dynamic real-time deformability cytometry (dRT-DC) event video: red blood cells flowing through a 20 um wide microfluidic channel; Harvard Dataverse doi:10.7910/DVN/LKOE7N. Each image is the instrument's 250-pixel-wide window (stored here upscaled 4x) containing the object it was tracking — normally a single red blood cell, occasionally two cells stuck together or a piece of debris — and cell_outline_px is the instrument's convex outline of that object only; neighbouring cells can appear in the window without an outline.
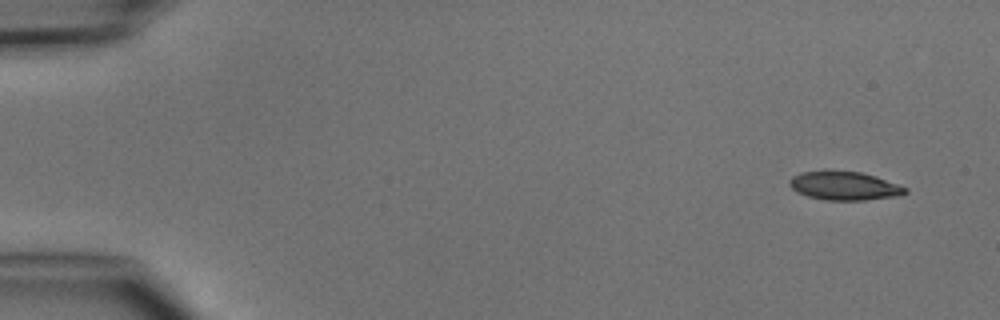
{"species": "common noctule bat (a hibernating species)", "species_latin": "Nyctalus noctula", "temperature_condition": "cold", "stored_images_in_passage": 4, "camera_frame_rate_fps": 3000, "um_per_image_px": 0.085, "animal": {"sex": "male", "body_mass_g": 15.6}, "frame": {"image": 1, "passage_image": 1, "time_ms": 0.0, "image_size_px": [1000, 320], "cell_outline_px": [[908, 192], [900, 196], [864, 200], [824, 200], [808, 196], [796, 192], [788, 184], [788, 180], [792, 176], [800, 172], [824, 168], [860, 172], [876, 176], [908, 188]], "centroid_in_image_um": [71.72, 15.76], "position_along_channel_um": 13.3, "area_um2": 20.0}}
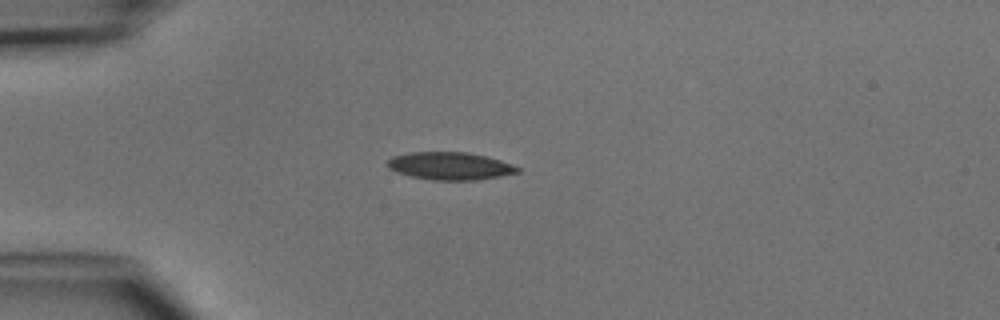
{"frame": {"image": 2, "passage_image": 4, "time_ms": 3.333, "image_size_px": [1000, 320], "cell_outline_px": [[520, 172], [500, 176], [476, 180], [432, 180], [412, 176], [396, 172], [388, 168], [388, 160], [392, 156], [408, 152], [468, 152], [500, 160], [512, 164], [520, 168]], "centroid_in_image_um": [38.24, 14.1], "position_along_channel_um": 46.8, "area_um2": 20.92}}